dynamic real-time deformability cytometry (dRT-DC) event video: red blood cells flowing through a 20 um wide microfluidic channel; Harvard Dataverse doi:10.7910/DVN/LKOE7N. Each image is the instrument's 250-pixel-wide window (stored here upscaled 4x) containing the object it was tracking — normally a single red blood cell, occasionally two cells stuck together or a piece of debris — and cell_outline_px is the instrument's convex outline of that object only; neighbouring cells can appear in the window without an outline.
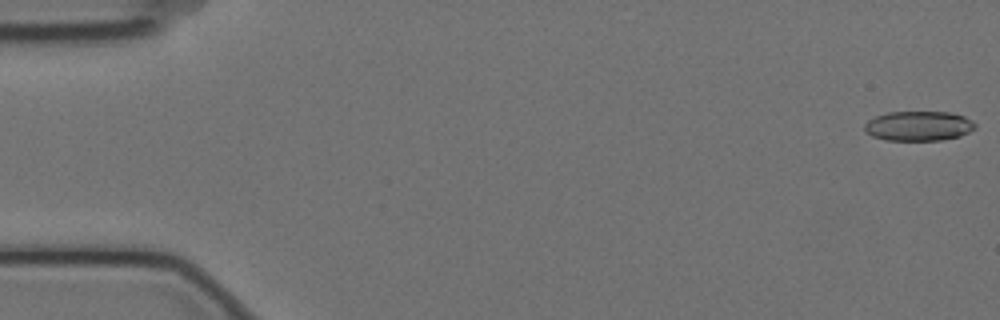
{"species": "Egyptian fruit bat (a non-hibernating species)", "species_latin": "Rousettus aegyptiacus", "temperature_condition": "cold", "stored_images_in_passage": 6, "camera_frame_rate_fps": 3000, "um_per_image_px": 0.085, "animal": {"sex": "female"}, "frame": {"image": 1, "passage_image": 1, "time_ms": 0.0, "image_size_px": [1000, 320], "cell_outline_px": [[976, 128], [960, 136], [940, 140], [884, 140], [872, 136], [864, 132], [864, 124], [868, 120], [876, 116], [888, 112], [952, 112], [964, 116], [972, 120], [976, 124]], "centroid_in_image_um": [78.07, 10.7], "position_along_channel_um": 6.9, "area_um2": 19.31}}
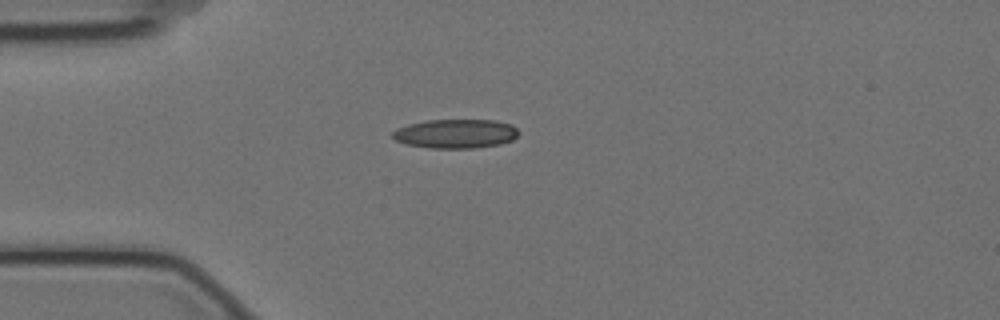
{"frame": {"image": 2, "passage_image": 5, "time_ms": 1.333, "image_size_px": [1000, 320], "cell_outline_px": [[520, 132], [512, 140], [500, 144], [472, 148], [428, 148], [408, 144], [396, 140], [392, 136], [392, 132], [396, 128], [408, 124], [428, 120], [496, 120], [512, 124]], "centroid_in_image_um": [38.74, 11.36], "position_along_channel_um": 46.3, "area_um2": 21.39}}
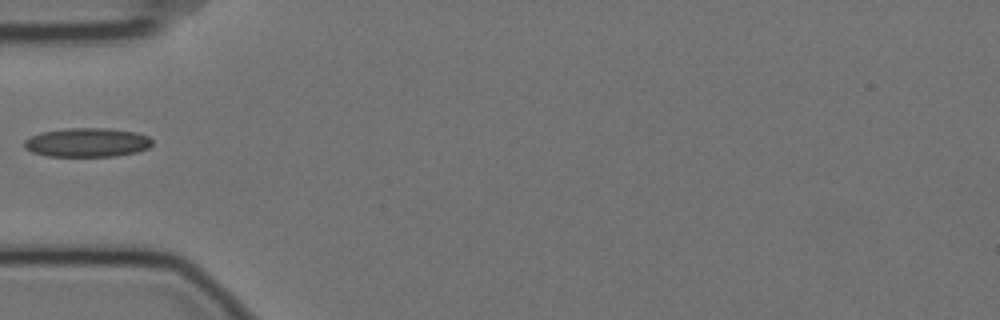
{"frame": {"image": 3, "passage_image": 6, "time_ms": 1.667, "image_size_px": [1000, 320], "cell_outline_px": [[152, 144], [148, 148], [136, 152], [116, 156], [48, 156], [32, 152], [24, 148], [24, 140], [40, 132], [68, 128], [104, 128], [136, 132], [148, 136], [152, 140]], "centroid_in_image_um": [7.4, 12.11], "position_along_channel_um": 77.6, "area_um2": 21.62}}